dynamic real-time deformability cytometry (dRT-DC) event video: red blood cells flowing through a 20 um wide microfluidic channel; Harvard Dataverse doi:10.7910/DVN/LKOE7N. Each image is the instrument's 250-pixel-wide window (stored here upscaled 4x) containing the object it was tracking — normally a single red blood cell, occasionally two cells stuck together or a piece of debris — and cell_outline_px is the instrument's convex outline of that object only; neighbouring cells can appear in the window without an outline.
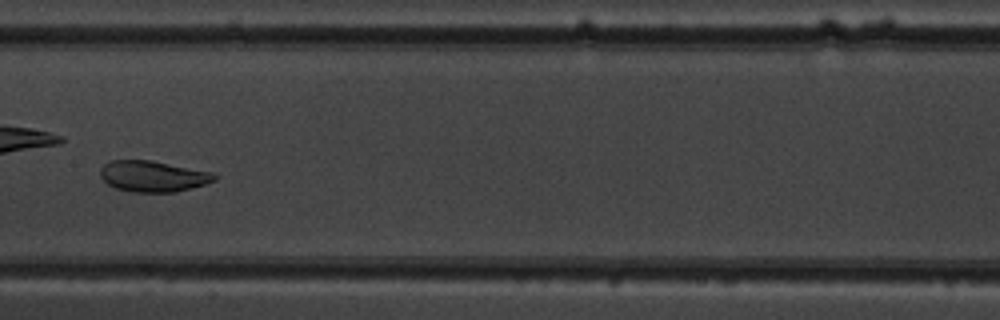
{"species": "common noctule bat (a hibernating species)", "species_latin": "Nyctalus noctula", "temperature_condition": "warm", "stored_images_in_passage": 7, "camera_frame_rate_fps": 3000, "um_per_image_px": 0.085, "animal": {"sex": "male", "body_mass_g": 19.5, "forearm_length_mm": 54.6}, "frame": {"image": 1, "passage_image": 7, "time_ms": 7.0, "image_size_px": [1000, 320], "cell_outline_px": [[220, 176], [216, 180], [192, 188], [176, 192], [132, 192], [116, 188], [108, 184], [100, 176], [100, 168], [104, 164], [112, 160], [152, 160], [212, 172]], "centroid_in_image_um": [13.02, 14.98], "position_along_channel_um": 194.4, "area_um2": 20.75}}